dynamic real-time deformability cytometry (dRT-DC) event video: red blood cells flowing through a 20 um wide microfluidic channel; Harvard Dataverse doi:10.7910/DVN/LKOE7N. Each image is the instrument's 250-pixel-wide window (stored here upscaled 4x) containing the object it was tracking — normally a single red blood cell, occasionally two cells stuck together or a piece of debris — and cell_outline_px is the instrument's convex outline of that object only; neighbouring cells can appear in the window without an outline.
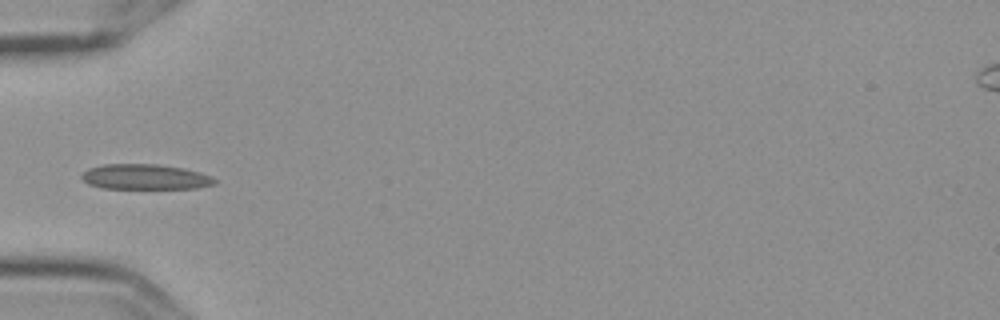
{"species": "Egyptian fruit bat (a non-hibernating species)", "species_latin": "Rousettus aegyptiacus", "temperature_condition": "cold", "stored_images_in_passage": 6, "camera_frame_rate_fps": 3000, "um_per_image_px": 0.085, "frame": {"image": 1, "passage_image": 6, "time_ms": 1.667, "image_size_px": [1000, 320], "cell_outline_px": [[216, 184], [196, 188], [104, 188], [88, 184], [80, 176], [88, 168], [104, 164], [156, 164], [184, 168], [200, 172], [212, 176], [216, 180]], "centroid_in_image_um": [12.35, 15.03], "position_along_channel_um": 72.6, "area_um2": 19.54}}